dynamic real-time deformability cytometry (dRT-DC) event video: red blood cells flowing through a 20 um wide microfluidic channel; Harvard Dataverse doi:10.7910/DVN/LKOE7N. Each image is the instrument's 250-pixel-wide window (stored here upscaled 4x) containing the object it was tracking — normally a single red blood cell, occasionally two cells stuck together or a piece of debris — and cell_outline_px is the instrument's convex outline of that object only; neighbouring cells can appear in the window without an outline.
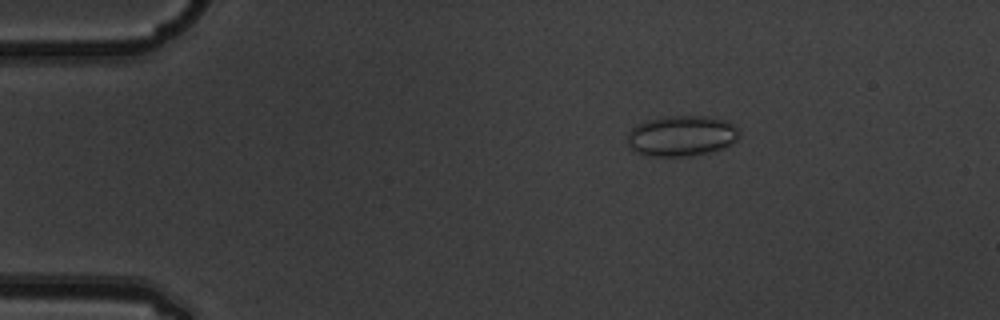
{"species": "common noctule bat (a hibernating species)", "species_latin": "Nyctalus noctula", "temperature_condition": "warm", "stored_images_in_passage": 4, "camera_frame_rate_fps": 3000, "um_per_image_px": 0.085, "animal": {"sex": "male", "body_mass_g": 19.5, "forearm_length_mm": 54.6}, "frame": {"image": 1, "passage_image": 3, "time_ms": 0.667, "image_size_px": [1000, 320], "cell_outline_px": [[740, 132], [736, 140], [724, 148], [708, 152], [688, 156], [648, 156], [636, 152], [628, 144], [628, 132], [636, 124], [648, 120], [668, 116], [704, 116], [724, 120], [732, 124]], "centroid_in_image_um": [57.91, 11.55], "position_along_channel_um": 27.1, "area_um2": 26.3}}